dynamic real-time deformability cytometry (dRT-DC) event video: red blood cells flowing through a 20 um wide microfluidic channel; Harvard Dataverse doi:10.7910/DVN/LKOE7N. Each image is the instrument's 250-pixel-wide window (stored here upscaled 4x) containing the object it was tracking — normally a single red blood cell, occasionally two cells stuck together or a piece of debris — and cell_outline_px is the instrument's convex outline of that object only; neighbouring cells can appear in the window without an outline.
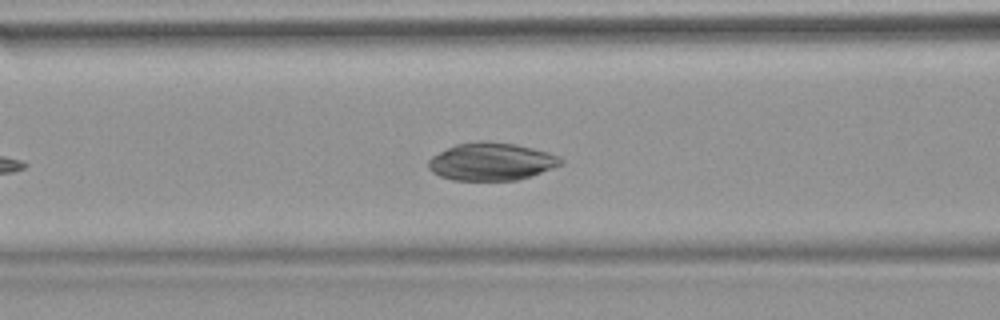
{"species": "common noctule bat (a hibernating species)", "species_latin": "Nyctalus noctula", "temperature_condition": "warm", "stored_images_in_passage": 36, "camera_frame_rate_fps": 3000, "um_per_image_px": 0.085, "animal": {"sex": "female", "body_mass_g": 18.4}, "frame": {"image": 1, "passage_image": 11, "time_ms": 3.333, "image_size_px": [1000, 320], "cell_outline_px": [[564, 160], [560, 164], [532, 176], [516, 180], [452, 180], [440, 176], [432, 172], [428, 168], [428, 160], [432, 156], [456, 144], [480, 140], [488, 140], [516, 144], [548, 152], [560, 156]], "centroid_in_image_um": [41.75, 13.72], "position_along_channel_um": 124.8, "area_um2": 29.13}, "authors_computed_cell_mechanics": {"area_um2": 28.2353, "velocity_mm_per_s": 3.7805, "shape_relaxation_time_tau1_ms": 3.8038, "shape_relaxation_time_tau2_ms": null, "deformation_change_tau1": 0.1306, "deformation_change_tau2": null}}